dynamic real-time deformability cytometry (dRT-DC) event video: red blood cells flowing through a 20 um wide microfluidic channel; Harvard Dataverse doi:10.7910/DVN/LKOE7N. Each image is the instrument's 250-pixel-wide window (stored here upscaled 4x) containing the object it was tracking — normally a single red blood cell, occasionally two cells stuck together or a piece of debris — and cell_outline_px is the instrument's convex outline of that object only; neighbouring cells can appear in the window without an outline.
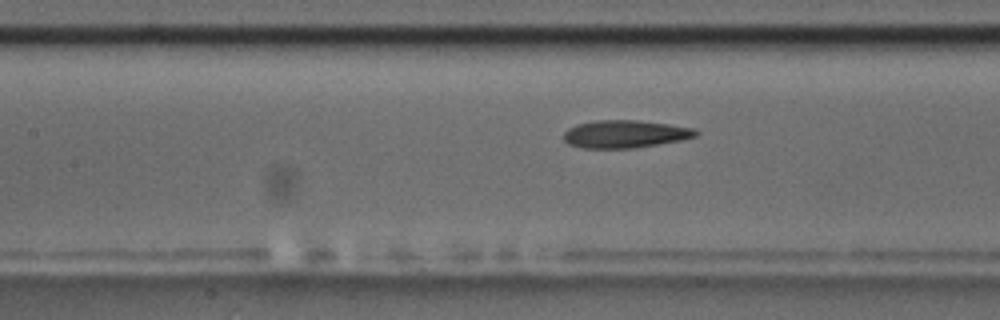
{"species": "common noctule bat (a hibernating species)", "species_latin": "Nyctalus noctula", "temperature_condition": "room temperature", "stored_images_in_passage": 38, "camera_frame_rate_fps": 3000, "um_per_image_px": 0.085, "animal": {"sex": "male", "body_mass_g": 17.5, "forearm_length_mm": 52.3}, "frame": {"image": 1, "passage_image": 18, "time_ms": 5.667, "image_size_px": [1000, 320], "cell_outline_px": [[700, 132], [696, 136], [680, 140], [632, 148], [584, 148], [568, 144], [564, 140], [564, 132], [568, 128], [576, 124], [592, 120], [636, 120], [668, 124], [696, 128]], "centroid_in_image_um": [53.11, 11.38], "position_along_channel_um": 154.3, "area_um2": 21.33}}
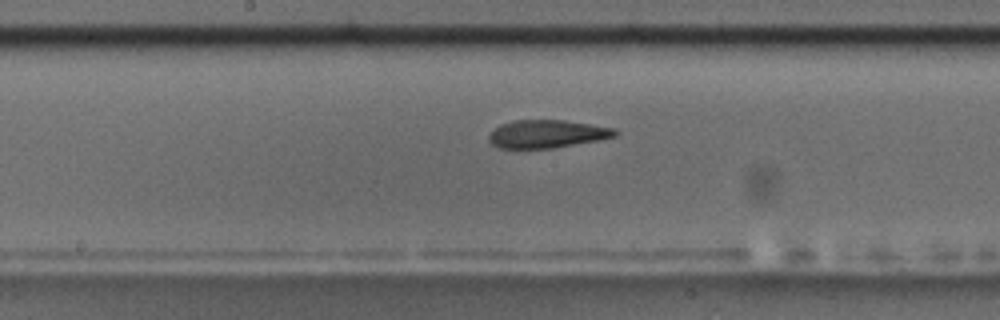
{"frame": {"image": 2, "passage_image": 22, "time_ms": 7.0, "image_size_px": [1000, 320], "cell_outline_px": [[620, 132], [616, 136], [600, 140], [552, 148], [500, 148], [492, 144], [488, 140], [488, 136], [500, 124], [512, 120], [564, 120], [616, 128]], "centroid_in_image_um": [46.53, 11.38], "position_along_channel_um": 201.7, "area_um2": 20.63}}
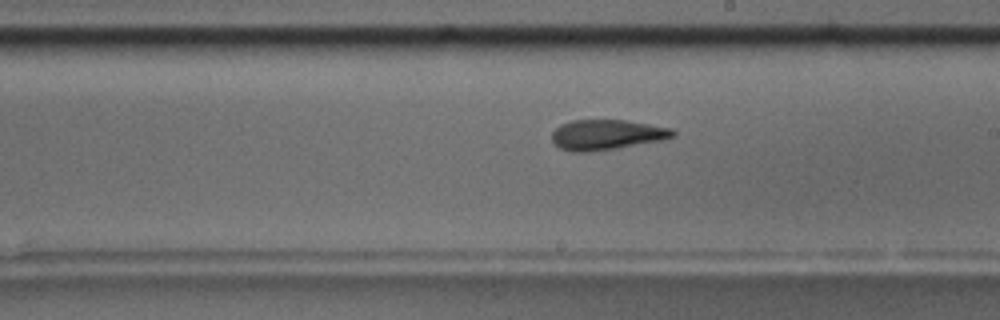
{"frame": {"image": 3, "passage_image": 25, "time_ms": 8.0, "image_size_px": [1000, 320], "cell_outline_px": [[676, 136], [660, 140], [616, 148], [588, 152], [572, 152], [560, 148], [552, 144], [552, 132], [560, 124], [572, 120], [624, 120], [672, 128], [676, 132]], "centroid_in_image_um": [51.53, 11.45], "position_along_channel_um": 237.5, "area_um2": 21.27}}